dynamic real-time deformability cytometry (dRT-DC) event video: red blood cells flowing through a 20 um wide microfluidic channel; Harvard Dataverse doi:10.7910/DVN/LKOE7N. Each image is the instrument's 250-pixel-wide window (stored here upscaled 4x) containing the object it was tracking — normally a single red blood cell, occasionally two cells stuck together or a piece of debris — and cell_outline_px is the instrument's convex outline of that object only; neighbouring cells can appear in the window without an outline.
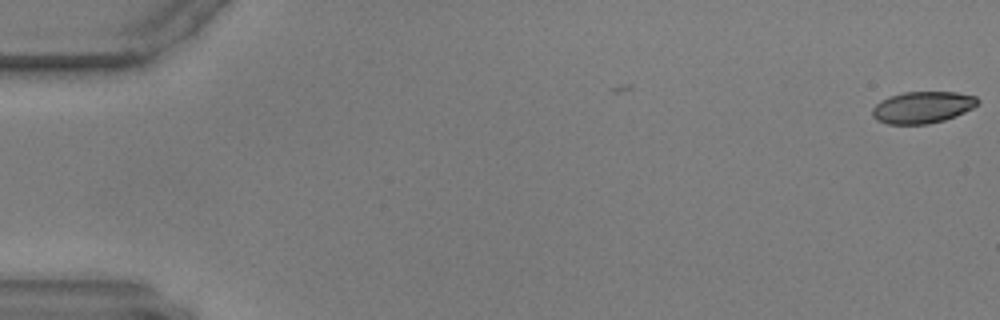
{"species": "common noctule bat (a hibernating species)", "species_latin": "Nyctalus noctula", "temperature_condition": "warm", "stored_images_in_passage": 8, "camera_frame_rate_fps": 3000, "um_per_image_px": 0.085, "animal": {"sex": "male", "body_mass_g": 17.9, "forearm_length_mm": 54.2}, "frame": {"image": 1, "passage_image": 1, "time_ms": 0.0, "image_size_px": [1000, 320], "cell_outline_px": [[980, 100], [972, 108], [956, 116], [944, 120], [928, 124], [888, 124], [876, 120], [872, 116], [872, 108], [880, 100], [888, 96], [904, 92], [956, 92], [976, 96]], "centroid_in_image_um": [78.38, 9.12], "position_along_channel_um": 6.6, "area_um2": 19.59}}